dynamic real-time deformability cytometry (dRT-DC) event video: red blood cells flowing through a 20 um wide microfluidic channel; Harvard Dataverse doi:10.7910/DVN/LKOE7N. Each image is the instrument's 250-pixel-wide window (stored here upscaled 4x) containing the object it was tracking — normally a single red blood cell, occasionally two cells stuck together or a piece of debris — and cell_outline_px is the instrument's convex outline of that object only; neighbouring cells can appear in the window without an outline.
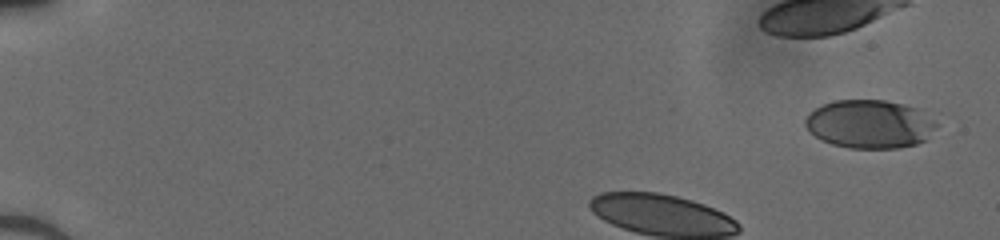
{"species": "human", "species_latin": "Homo sapiens", "temperature_condition": "cold", "stored_images_in_passage": 39, "camera_frame_rate_fps": 3000, "um_per_image_px": 0.085, "donor": {"sex": "male"}, "frame": {"image": 1, "passage_image": 1, "time_ms": 0.0, "image_size_px": [1000, 240], "cell_outline_px": [[936, 124], [924, 140], [916, 144], [896, 148], [848, 148], [832, 144], [816, 136], [804, 124], [804, 120], [816, 108], [824, 104], [836, 100], [884, 100], [904, 104], [916, 108]], "centroid_in_image_um": [73.88, 10.55], "position_along_channel_um": 11.1, "area_um2": 36.18}}
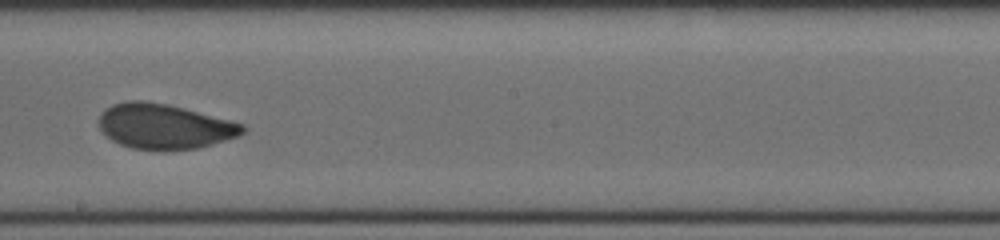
{"frame": {"image": 2, "passage_image": 23, "time_ms": 7.333, "image_size_px": [1000, 240], "cell_outline_px": [[248, 128], [240, 136], [200, 148], [164, 152], [132, 148], [120, 144], [112, 140], [100, 128], [96, 120], [100, 112], [112, 104], [128, 100], [140, 100], [164, 104], [244, 124]], "centroid_in_image_um": [13.95, 10.78], "position_along_channel_um": 234.3, "area_um2": 38.03}}
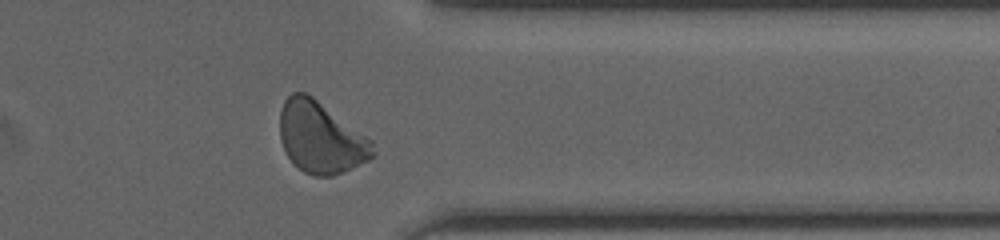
{"frame": {"image": 3, "passage_image": 34, "time_ms": 11.0, "image_size_px": [1000, 240], "cell_outline_px": [[376, 156], [368, 160], [332, 176], [312, 176], [304, 172], [292, 164], [280, 140], [280, 112], [284, 100], [292, 92], [304, 92], [312, 96], [372, 140], [376, 152]], "centroid_in_image_um": [27.25, 11.7], "position_along_channel_um": 384.1, "area_um2": 38.67}}